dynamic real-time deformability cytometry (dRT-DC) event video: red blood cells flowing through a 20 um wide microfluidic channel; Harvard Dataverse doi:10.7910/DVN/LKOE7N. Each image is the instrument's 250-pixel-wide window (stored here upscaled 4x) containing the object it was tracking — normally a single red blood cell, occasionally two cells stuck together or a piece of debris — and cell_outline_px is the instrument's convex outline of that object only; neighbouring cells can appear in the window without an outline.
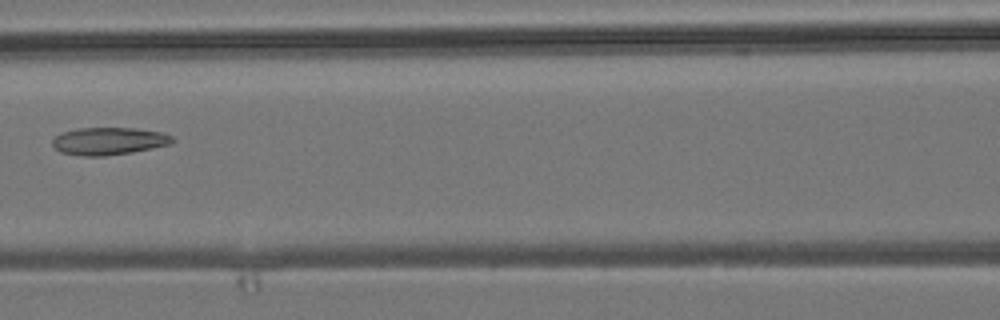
{"species": "common noctule bat (a hibernating species)", "species_latin": "Nyctalus noctula", "temperature_condition": "room temperature", "stored_images_in_passage": 8, "camera_frame_rate_fps": 3000, "um_per_image_px": 0.085, "animal": {"sex": "male", "body_mass_g": 19.2, "forearm_length_mm": 51.8}, "frame": {"image": 1, "passage_image": 8, "time_ms": 9.0, "image_size_px": [1000, 320], "cell_outline_px": [[176, 140], [168, 144], [132, 152], [104, 156], [84, 156], [60, 152], [52, 144], [52, 140], [60, 132], [80, 128], [136, 128], [160, 132], [172, 136]], "centroid_in_image_um": [9.22, 11.99], "position_along_channel_um": 157.4, "area_um2": 19.07}}